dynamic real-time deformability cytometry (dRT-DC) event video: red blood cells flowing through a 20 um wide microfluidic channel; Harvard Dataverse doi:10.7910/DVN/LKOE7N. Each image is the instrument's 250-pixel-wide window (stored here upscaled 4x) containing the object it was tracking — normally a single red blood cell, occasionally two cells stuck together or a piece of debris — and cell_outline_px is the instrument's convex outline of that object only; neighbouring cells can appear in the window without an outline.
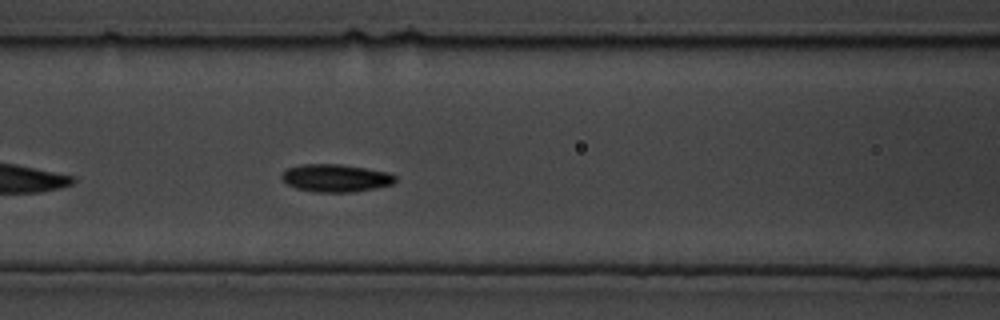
{"species": "common noctule bat (a hibernating species)", "species_latin": "Nyctalus noctula", "temperature_condition": "cold", "stored_images_in_passage": 7, "camera_frame_rate_fps": 3000, "um_per_image_px": 0.085, "animal": {"sex": "male", "body_mass_g": 19.5, "forearm_length_mm": 54.6}, "frame": {"image": 1, "passage_image": 7, "time_ms": 2.0, "image_size_px": [1000, 320], "cell_outline_px": [[396, 180], [392, 184], [376, 188], [352, 192], [316, 192], [296, 188], [288, 184], [280, 176], [288, 168], [300, 164], [340, 164], [392, 172], [396, 176]], "centroid_in_image_um": [28.58, 15.13], "position_along_channel_um": 138.0, "area_um2": 18.38}}